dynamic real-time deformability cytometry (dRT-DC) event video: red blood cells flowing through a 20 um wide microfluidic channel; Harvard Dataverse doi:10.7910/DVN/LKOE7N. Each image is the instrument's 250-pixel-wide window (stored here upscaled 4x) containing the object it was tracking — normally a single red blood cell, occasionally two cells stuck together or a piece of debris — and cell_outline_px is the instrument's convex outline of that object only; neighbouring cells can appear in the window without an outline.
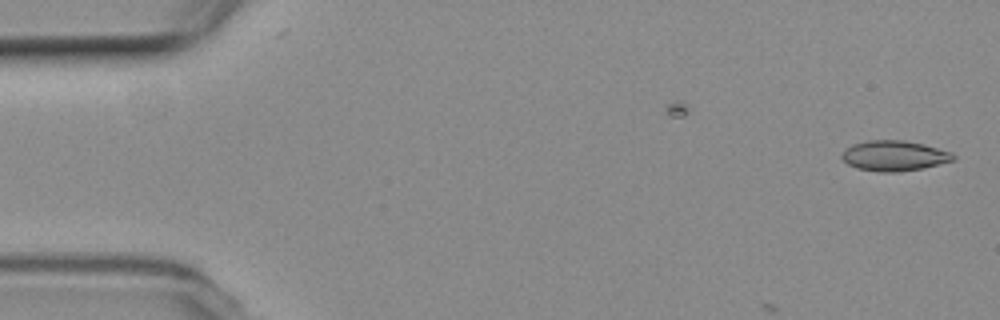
{"species": "common noctule bat (a hibernating species)", "species_latin": "Nyctalus noctula", "temperature_condition": "room temperature", "stored_images_in_passage": 9, "camera_frame_rate_fps": 3000, "um_per_image_px": 0.085, "animal": {"sex": "female", "body_mass_g": 19.3, "forearm_length_mm": 54.1}, "frame": {"image": 1, "passage_image": 1, "time_ms": 0.0, "image_size_px": [1000, 320], "cell_outline_px": [[956, 156], [952, 160], [924, 168], [900, 172], [880, 172], [856, 168], [848, 164], [840, 156], [852, 144], [868, 140], [904, 140], [924, 144], [952, 152]], "centroid_in_image_um": [76.01, 13.24], "position_along_channel_um": 9.0, "area_um2": 19.65}}